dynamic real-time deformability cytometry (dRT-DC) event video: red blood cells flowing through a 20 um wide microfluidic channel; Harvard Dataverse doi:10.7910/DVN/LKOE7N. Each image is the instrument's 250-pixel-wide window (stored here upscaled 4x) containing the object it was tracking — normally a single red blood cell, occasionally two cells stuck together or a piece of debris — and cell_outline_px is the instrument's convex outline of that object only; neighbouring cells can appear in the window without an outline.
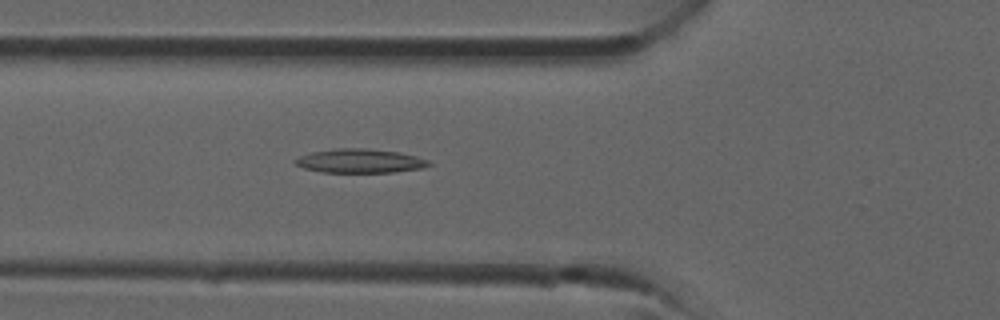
{"species": "common noctule bat (a hibernating species)", "species_latin": "Nyctalus noctula", "temperature_condition": "room temperature", "stored_images_in_passage": 37, "camera_frame_rate_fps": 3000, "um_per_image_px": 0.085, "animal": {"sex": "male", "forearm_length_mm": 52.5}, "frame": {"image": 1, "passage_image": 13, "time_ms": 4.0, "image_size_px": [1000, 320], "cell_outline_px": [[432, 164], [424, 168], [392, 172], [320, 172], [304, 168], [296, 164], [292, 160], [300, 156], [312, 152], [336, 148], [368, 148], [400, 152], [416, 156], [428, 160]], "centroid_in_image_um": [30.61, 13.67], "position_along_channel_um": 95.2, "area_um2": 18.73}}
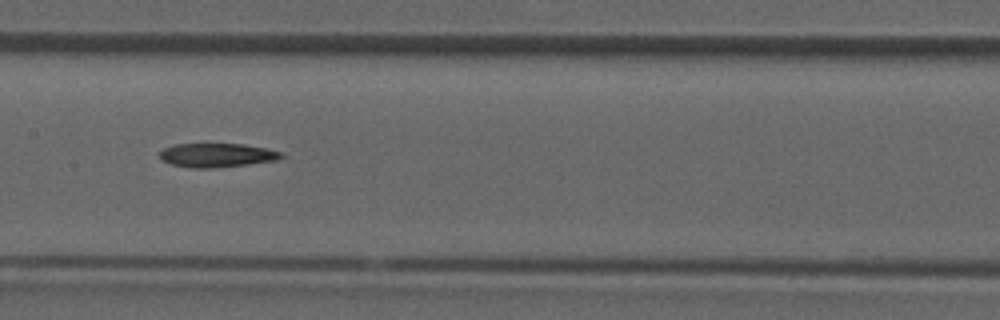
{"frame": {"image": 2, "passage_image": 18, "time_ms": 5.667, "image_size_px": [1000, 320], "cell_outline_px": [[284, 156], [276, 160], [248, 164], [212, 168], [192, 168], [172, 164], [160, 160], [160, 152], [164, 148], [176, 144], [244, 144], [268, 148], [280, 152]], "centroid_in_image_um": [18.43, 13.19], "position_along_channel_um": 189.0, "area_um2": 16.88}}
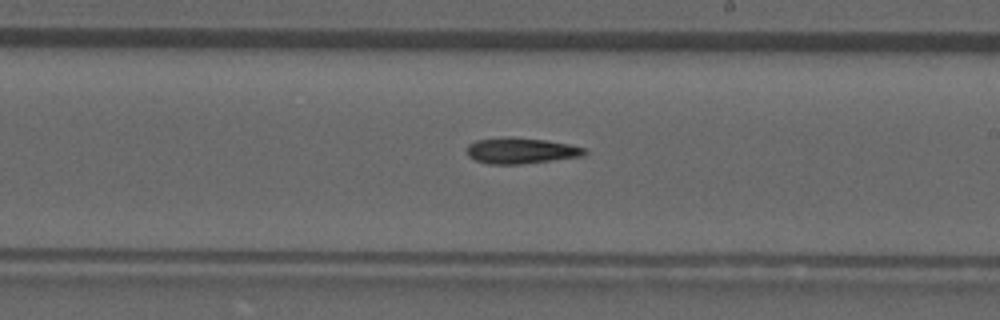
{"frame": {"image": 3, "passage_image": 21, "time_ms": 6.667, "image_size_px": [1000, 320], "cell_outline_px": [[588, 152], [584, 156], [520, 164], [488, 164], [476, 160], [468, 156], [468, 144], [476, 140], [508, 136], [512, 136], [548, 140], [568, 144], [584, 148]], "centroid_in_image_um": [44.28, 12.79], "position_along_channel_um": 244.7, "area_um2": 17.86}}